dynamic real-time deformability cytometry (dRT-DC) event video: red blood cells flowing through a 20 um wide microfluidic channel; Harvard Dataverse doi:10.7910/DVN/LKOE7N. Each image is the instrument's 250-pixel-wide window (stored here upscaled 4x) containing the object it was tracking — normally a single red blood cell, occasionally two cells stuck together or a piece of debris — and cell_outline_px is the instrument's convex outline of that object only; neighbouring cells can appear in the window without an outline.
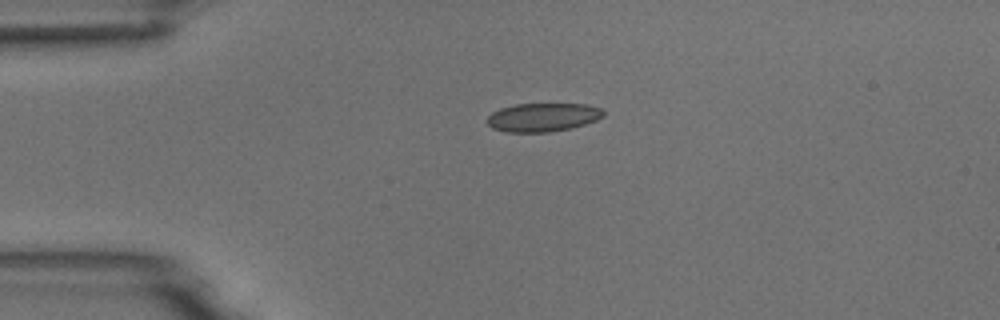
{"species": "common noctule bat (a hibernating species)", "species_latin": "Nyctalus noctula", "temperature_condition": "room temperature", "stored_images_in_passage": 2, "camera_frame_rate_fps": 3000, "um_per_image_px": 0.085, "animal": {"sex": "male", "body_mass_g": 18.8}, "frame": {"image": 1, "passage_image": 1, "time_ms": 0.0, "image_size_px": [1000, 320], "cell_outline_px": [[604, 116], [596, 120], [572, 128], [548, 132], [508, 132], [492, 128], [488, 124], [488, 116], [492, 112], [500, 108], [516, 104], [588, 104], [600, 108], [604, 112]], "centroid_in_image_um": [46.15, 9.96], "position_along_channel_um": 38.9, "area_um2": 19.31}}